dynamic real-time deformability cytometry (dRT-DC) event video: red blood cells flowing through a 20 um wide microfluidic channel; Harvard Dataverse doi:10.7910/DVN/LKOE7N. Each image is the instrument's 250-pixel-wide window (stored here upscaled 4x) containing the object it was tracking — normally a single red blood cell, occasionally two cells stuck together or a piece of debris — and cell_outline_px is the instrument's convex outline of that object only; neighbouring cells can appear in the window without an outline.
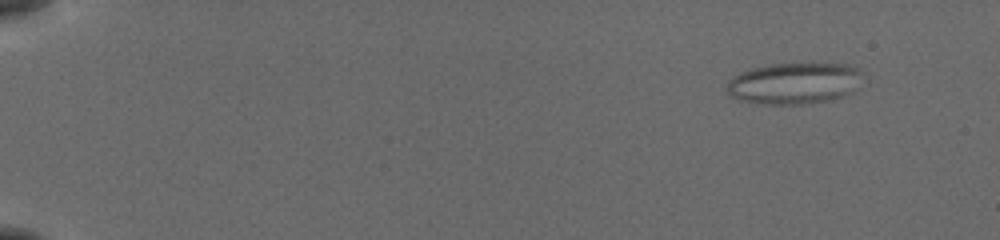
{"species": "common noctule bat (a hibernating species)", "species_latin": "Nyctalus noctula", "temperature_condition": "cold", "stored_images_in_passage": 51, "camera_frame_rate_fps": 3000, "um_per_image_px": 0.085, "animal": {"sex": "female", "body_mass_g": 19.5, "forearm_length_mm": 54.1}, "frame": {"image": 1, "passage_image": 1, "time_ms": 0.0, "image_size_px": [1000, 240], "cell_outline_px": [[856, 72], [852, 92], [828, 100], [800, 104], [768, 104], [740, 100], [732, 96], [728, 92], [728, 80], [744, 72], [756, 68], [772, 64], [844, 64], [856, 68]], "centroid_in_image_um": [67.41, 7.09], "position_along_channel_um": 17.6, "area_um2": 31.21}}
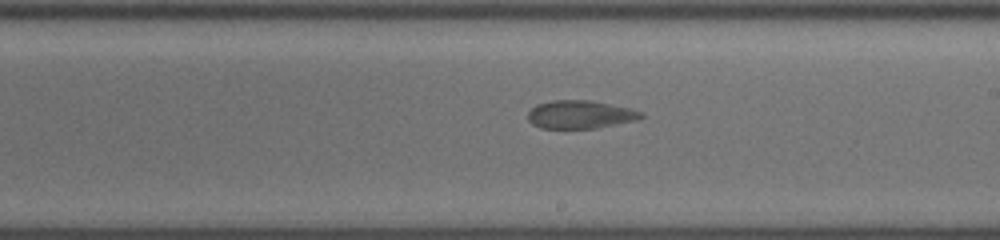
{"frame": {"image": 2, "passage_image": 30, "time_ms": 9.667, "image_size_px": [1000, 240], "cell_outline_px": [[644, 116], [636, 120], [596, 128], [540, 128], [532, 124], [528, 120], [528, 112], [536, 104], [552, 100], [592, 100], [632, 108], [640, 112]], "centroid_in_image_um": [49.3, 9.72], "position_along_channel_um": 239.7, "area_um2": 18.61}}
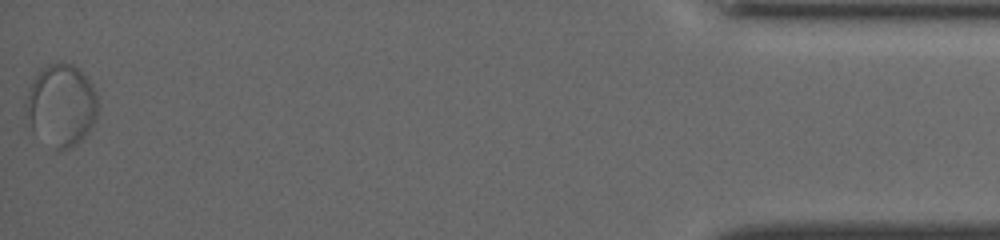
{"frame": {"image": 3, "passage_image": 51, "time_ms": 16.667, "image_size_px": [1000, 240], "cell_outline_px": [[96, 116], [88, 132], [80, 140], [68, 148], [60, 152], [56, 152], [32, 128], [24, 104], [28, 88], [40, 68], [48, 64], [72, 64], [92, 84], [96, 92]], "centroid_in_image_um": [5.17, 8.95], "position_along_channel_um": 430.0, "area_um2": 33.87}, "authors_computed_cell_mechanics": {"area_um2": 25.8366, "velocity_mm_per_s": 3.8216, "shape_relaxation_time_tau1_ms": null, "shape_relaxation_time_tau2_ms": 1.4379, "deformation_change_tau1": null, "deformation_change_tau2": 0.063}}